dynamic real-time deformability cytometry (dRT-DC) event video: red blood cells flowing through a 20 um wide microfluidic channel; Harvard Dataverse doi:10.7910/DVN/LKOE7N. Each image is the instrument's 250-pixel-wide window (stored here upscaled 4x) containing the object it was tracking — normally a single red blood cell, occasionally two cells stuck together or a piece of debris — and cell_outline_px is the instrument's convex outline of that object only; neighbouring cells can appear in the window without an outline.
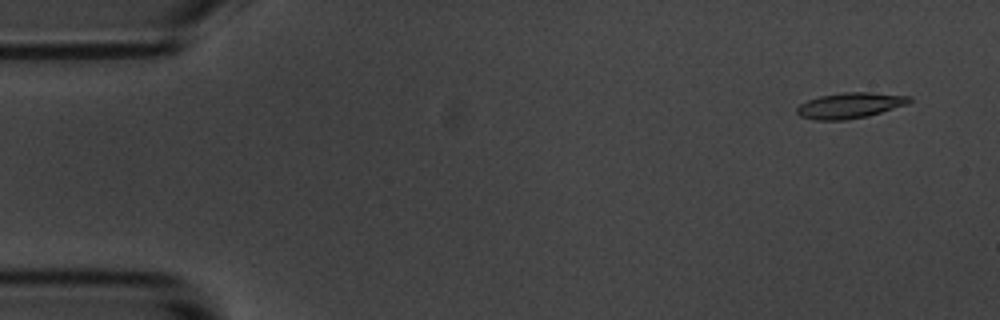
{"species": "common noctule bat (a hibernating species)", "species_latin": "Nyctalus noctula", "temperature_condition": "room temperature", "stored_images_in_passage": 7, "camera_frame_rate_fps": 3000, "um_per_image_px": 0.085, "animal": {"sex": "male", "body_mass_g": 20.1, "forearm_length_mm": 53.5}, "frame": {"image": 1, "passage_image": 2, "time_ms": 1.0, "image_size_px": [1000, 320], "cell_outline_px": [[912, 100], [908, 104], [868, 116], [844, 120], [816, 120], [800, 116], [796, 112], [796, 108], [800, 104], [808, 100], [820, 96], [844, 92], [872, 92], [912, 96]], "centroid_in_image_um": [72.27, 8.96], "position_along_channel_um": 12.7, "area_um2": 16.88}}
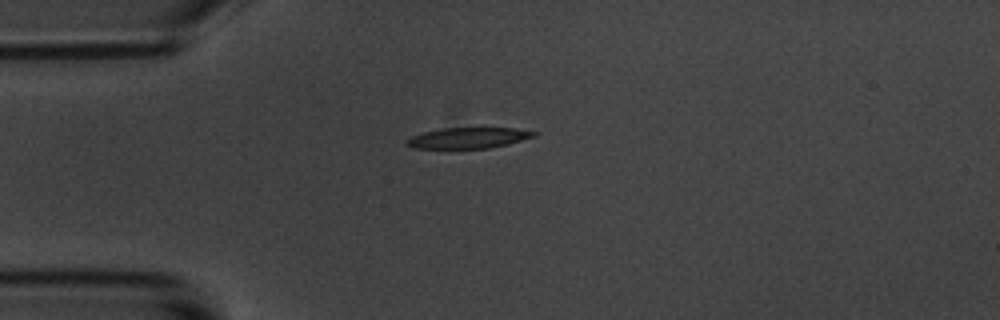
{"frame": {"image": 2, "passage_image": 5, "time_ms": 4.667, "image_size_px": [1000, 320], "cell_outline_px": [[536, 136], [508, 144], [488, 148], [412, 148], [404, 144], [412, 136], [424, 132], [440, 128], [516, 128], [536, 132]], "centroid_in_image_um": [39.8, 11.72], "position_along_channel_um": 45.2, "area_um2": 15.32}}